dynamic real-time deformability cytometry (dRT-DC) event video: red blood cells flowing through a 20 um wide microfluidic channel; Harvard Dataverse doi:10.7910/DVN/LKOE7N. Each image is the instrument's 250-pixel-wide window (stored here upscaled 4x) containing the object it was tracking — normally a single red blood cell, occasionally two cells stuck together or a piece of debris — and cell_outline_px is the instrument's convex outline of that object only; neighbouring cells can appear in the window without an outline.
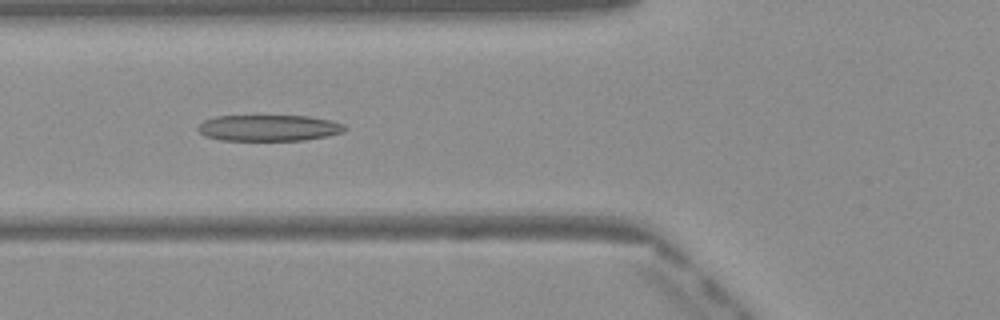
{"species": "Egyptian fruit bat (a non-hibernating species)", "species_latin": "Rousettus aegyptiacus", "temperature_condition": "warm", "stored_images_in_passage": 50, "camera_frame_rate_fps": 3000, "um_per_image_px": 0.085, "frame": {"image": 1, "passage_image": 19, "time_ms": 6.0, "image_size_px": [1000, 320], "cell_outline_px": [[348, 128], [344, 132], [328, 136], [304, 140], [220, 140], [204, 136], [196, 128], [204, 120], [216, 116], [308, 116], [332, 120], [344, 124]], "centroid_in_image_um": [22.88, 10.87], "position_along_channel_um": 102.9, "area_um2": 22.54}}
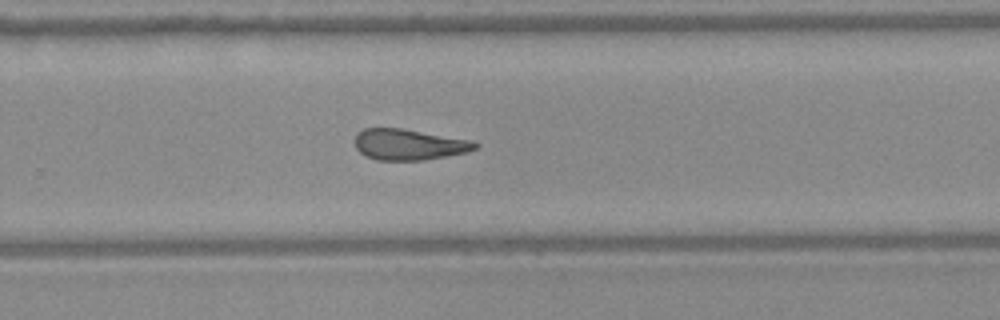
{"frame": {"image": 2, "passage_image": 33, "time_ms": 10.667, "image_size_px": [1000, 320], "cell_outline_px": [[480, 144], [476, 148], [468, 152], [448, 156], [424, 160], [376, 160], [360, 152], [356, 148], [356, 132], [364, 128], [404, 128], [472, 140]], "centroid_in_image_um": [34.79, 12.27], "position_along_channel_um": 295.0, "area_um2": 21.85}}
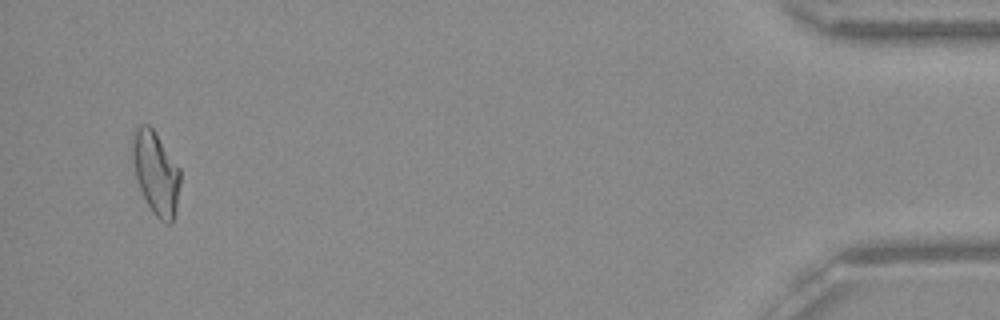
{"frame": {"image": 3, "passage_image": 48, "time_ms": 15.667, "image_size_px": [1000, 320], "cell_outline_px": [[180, 184], [176, 208], [172, 224], [168, 224], [160, 220], [152, 212], [136, 180], [132, 160], [132, 140], [136, 128], [140, 124], [148, 124], [152, 128], [180, 168]], "centroid_in_image_um": [13.24, 14.7], "position_along_channel_um": 422.0, "area_um2": 23.0}, "authors_computed_cell_mechanics": {"area_um2": 22.9177, "velocity_mm_per_s": 4.1109, "shape_relaxation_time_tau1_ms": null, "shape_relaxation_time_tau2_ms": 3.4163, "deformation_change_tau1": null, "deformation_change_tau2": 0.1501}}